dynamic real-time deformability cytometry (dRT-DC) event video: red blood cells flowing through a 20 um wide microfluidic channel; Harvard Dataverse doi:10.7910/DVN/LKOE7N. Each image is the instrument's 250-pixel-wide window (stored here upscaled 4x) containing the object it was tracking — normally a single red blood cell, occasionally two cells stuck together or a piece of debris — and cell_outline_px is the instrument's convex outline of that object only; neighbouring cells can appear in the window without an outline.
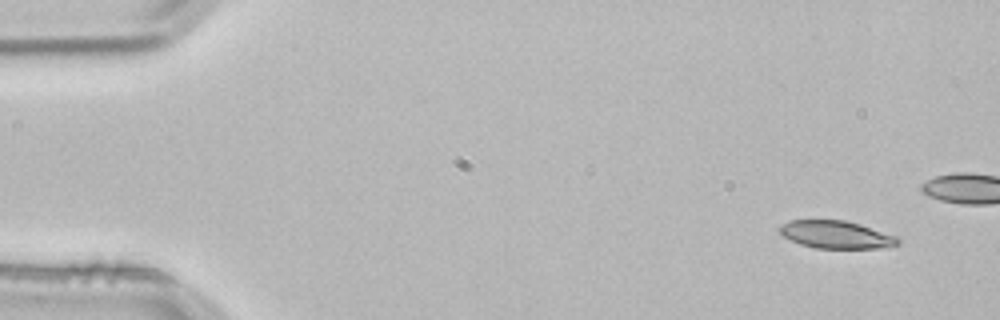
{"species": "common noctule bat (a hibernating species)", "species_latin": "Nyctalus noctula", "temperature_condition": "room temperature", "stored_images_in_passage": 4, "camera_frame_rate_fps": 3000, "um_per_image_px": 0.085, "animal": {"sex": "male", "body_mass_g": 21.5, "forearm_length_mm": 52.0}, "frame": {"image": 1, "passage_image": 1, "time_ms": 0.0, "image_size_px": [1000, 320], "cell_outline_px": [[900, 244], [880, 248], [816, 248], [800, 244], [784, 236], [780, 232], [780, 228], [784, 224], [792, 220], [844, 220], [860, 224], [896, 236], [900, 240]], "centroid_in_image_um": [71.11, 19.95], "position_along_channel_um": 13.9, "area_um2": 18.79}}